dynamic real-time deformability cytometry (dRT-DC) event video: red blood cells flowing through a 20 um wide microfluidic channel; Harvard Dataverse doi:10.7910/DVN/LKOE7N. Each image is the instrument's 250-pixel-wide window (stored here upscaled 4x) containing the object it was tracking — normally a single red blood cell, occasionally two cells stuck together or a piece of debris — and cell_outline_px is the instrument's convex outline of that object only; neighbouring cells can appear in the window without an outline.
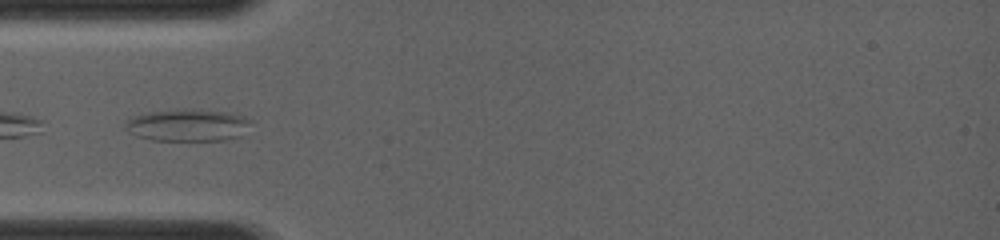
{"species": "common noctule bat (a hibernating species)", "species_latin": "Nyctalus noctula", "temperature_condition": "room temperature", "stored_images_in_passage": 3, "camera_frame_rate_fps": 4000, "um_per_image_px": 0.085, "animal": {"sex": "female", "body_mass_g": 19.0, "forearm_length_mm": 56.7}, "frame": {"image": 1, "passage_image": 1, "time_ms": 0.0, "image_size_px": [1000, 240], "cell_outline_px": [[252, 120], [240, 136], [224, 140], [152, 140], [136, 136], [128, 132], [124, 128], [124, 124], [132, 116], [148, 112], [184, 108], [200, 108], [228, 112], [244, 116]], "centroid_in_image_um": [15.93, 10.61], "position_along_channel_um": 69.1, "area_um2": 23.87}}